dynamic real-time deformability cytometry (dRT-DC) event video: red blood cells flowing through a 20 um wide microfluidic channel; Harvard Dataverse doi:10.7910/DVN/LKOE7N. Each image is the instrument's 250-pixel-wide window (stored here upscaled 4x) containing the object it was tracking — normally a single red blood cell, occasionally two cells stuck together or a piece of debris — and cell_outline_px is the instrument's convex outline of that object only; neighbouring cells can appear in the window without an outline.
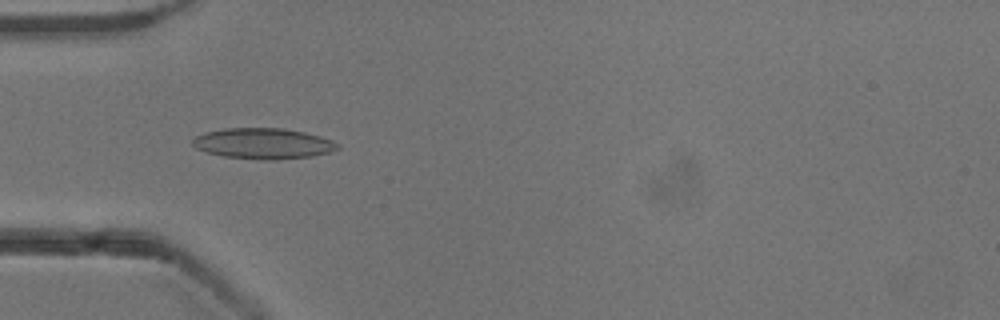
{"species": "common noctule bat (a hibernating species)", "species_latin": "Nyctalus noctula", "temperature_condition": "cold", "stored_images_in_passage": 23, "camera_frame_rate_fps": 3000, "um_per_image_px": 0.085, "animal": {"sex": "male", "body_mass_g": 13.3}, "frame": {"image": 1, "passage_image": 4, "time_ms": 1.0, "image_size_px": [1000, 320], "cell_outline_px": [[340, 148], [328, 152], [312, 156], [276, 160], [264, 160], [224, 156], [208, 152], [196, 148], [192, 144], [192, 140], [196, 136], [204, 132], [224, 128], [284, 128], [304, 132], [320, 136], [332, 140], [340, 144]], "centroid_in_image_um": [22.38, 12.19], "position_along_channel_um": 62.6, "area_um2": 26.01}}
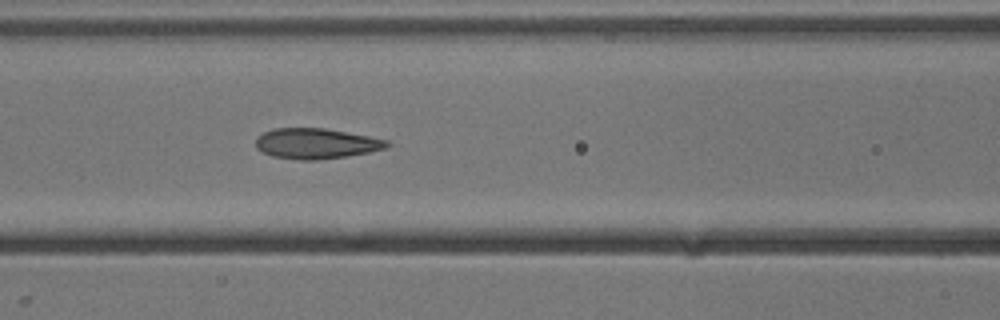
{"frame": {"image": 2, "passage_image": 10, "time_ms": 3.0, "image_size_px": [1000, 320], "cell_outline_px": [[392, 144], [384, 148], [368, 152], [344, 156], [316, 160], [300, 160], [272, 156], [256, 148], [256, 136], [272, 128], [324, 128], [368, 136], [388, 140]], "centroid_in_image_um": [26.84, 12.19], "position_along_channel_um": 139.8, "area_um2": 23.12}}
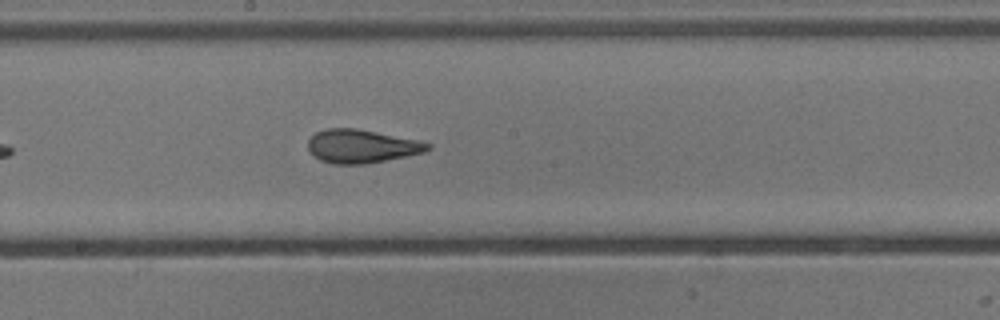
{"frame": {"image": 3, "passage_image": 16, "time_ms": 5.0, "image_size_px": [1000, 320], "cell_outline_px": [[432, 148], [424, 152], [364, 164], [332, 164], [320, 160], [312, 156], [308, 148], [308, 140], [316, 132], [328, 128], [356, 128], [416, 140], [432, 144]], "centroid_in_image_um": [30.69, 12.43], "position_along_channel_um": 217.5, "area_um2": 23.12}}